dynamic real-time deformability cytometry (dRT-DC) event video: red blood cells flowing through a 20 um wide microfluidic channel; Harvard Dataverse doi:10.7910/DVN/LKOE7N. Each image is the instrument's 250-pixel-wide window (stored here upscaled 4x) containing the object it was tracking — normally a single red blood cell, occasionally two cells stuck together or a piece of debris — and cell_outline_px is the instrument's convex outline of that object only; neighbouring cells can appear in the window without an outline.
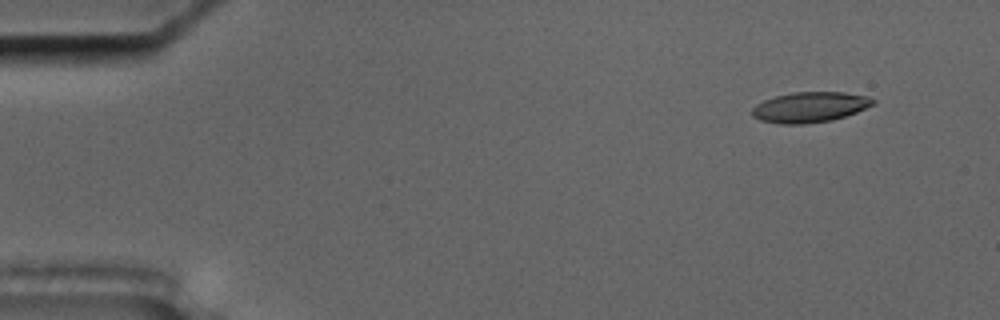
{"species": "common noctule bat (a hibernating species)", "species_latin": "Nyctalus noctula", "temperature_condition": "cold", "stored_images_in_passage": 56, "camera_frame_rate_fps": 3000, "um_per_image_px": 0.085, "animal": {"sex": "male", "body_mass_g": 17.5, "forearm_length_mm": 52.3}, "frame": {"image": 1, "passage_image": 5, "time_ms": 1.333, "image_size_px": [1000, 320], "cell_outline_px": [[876, 100], [872, 104], [856, 112], [832, 120], [804, 124], [780, 124], [760, 120], [752, 116], [752, 108], [756, 104], [764, 100], [776, 96], [792, 92], [844, 92], [868, 96]], "centroid_in_image_um": [68.81, 9.1], "position_along_channel_um": 16.2, "area_um2": 21.33}}
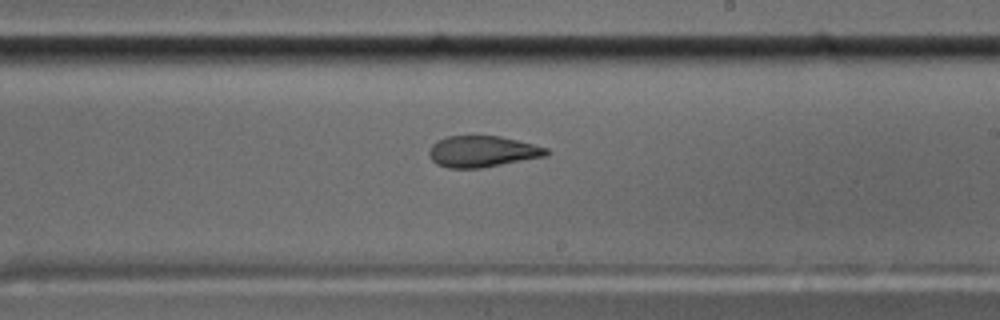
{"frame": {"image": 2, "passage_image": 33, "time_ms": 10.667, "image_size_px": [1000, 320], "cell_outline_px": [[552, 152], [544, 156], [480, 168], [448, 168], [436, 164], [428, 156], [428, 148], [436, 140], [448, 136], [500, 136], [548, 148]], "centroid_in_image_um": [40.94, 12.87], "position_along_channel_um": 248.1, "area_um2": 21.33}}
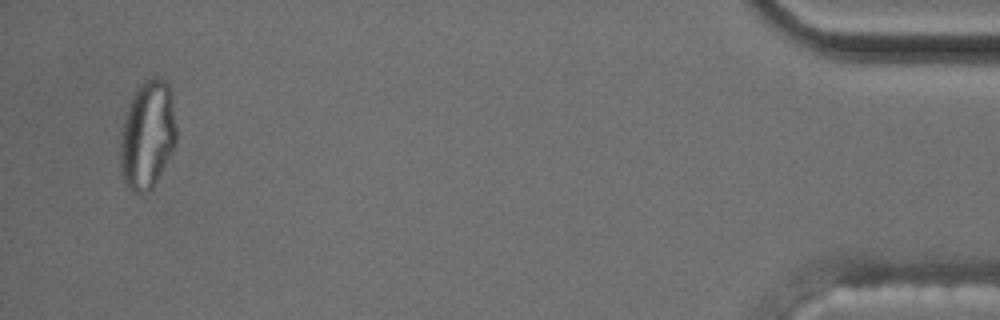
{"frame": {"image": 3, "passage_image": 54, "time_ms": 17.667, "image_size_px": [1000, 320], "cell_outline_px": [[176, 140], [172, 152], [152, 188], [144, 192], [132, 192], [124, 184], [120, 176], [120, 132], [124, 116], [132, 92], [144, 80], [152, 76], [156, 76], [164, 80], [172, 88], [176, 124]], "centroid_in_image_um": [12.51, 11.41], "position_along_channel_um": 422.7, "area_um2": 36.3}, "authors_computed_cell_mechanics": {"area_um2": 22.2241, "velocity_mm_per_s": 3.6218, "shape_relaxation_time_tau1_ms": null, "shape_relaxation_time_tau2_ms": 2.9578, "deformation_change_tau1": null, "deformation_change_tau2": 0.0911}}